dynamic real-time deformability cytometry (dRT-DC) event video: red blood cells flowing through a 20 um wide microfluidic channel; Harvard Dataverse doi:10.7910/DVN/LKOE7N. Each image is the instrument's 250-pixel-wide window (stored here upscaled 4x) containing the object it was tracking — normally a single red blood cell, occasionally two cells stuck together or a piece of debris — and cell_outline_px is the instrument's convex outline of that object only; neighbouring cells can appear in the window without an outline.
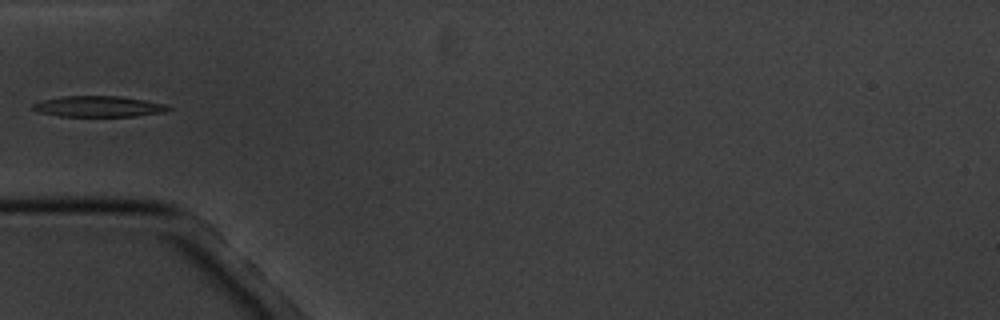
{"species": "common noctule bat (a hibernating species)", "species_latin": "Nyctalus noctula", "temperature_condition": "cold", "stored_images_in_passage": 8, "camera_frame_rate_fps": 3000, "um_per_image_px": 0.085, "animal": {"sex": "male", "body_mass_g": 20.1, "forearm_length_mm": 53.5}, "frame": {"image": 1, "passage_image": 6, "time_ms": 6.0, "image_size_px": [1000, 320], "cell_outline_px": [[172, 108], [164, 112], [136, 116], [60, 116], [40, 112], [28, 108], [32, 104], [44, 100], [64, 96], [120, 96], [168, 104]], "centroid_in_image_um": [8.39, 9.05], "position_along_channel_um": 76.6, "area_um2": 16.47}}
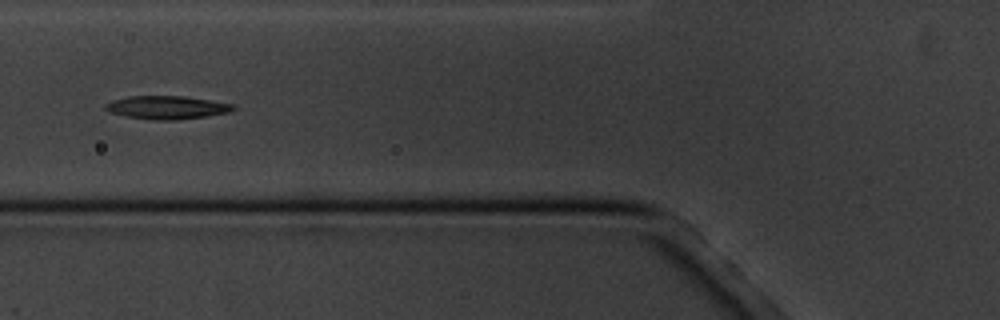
{"frame": {"image": 2, "passage_image": 7, "time_ms": 7.0, "image_size_px": [1000, 320], "cell_outline_px": [[236, 108], [232, 112], [176, 120], [152, 120], [124, 116], [108, 112], [104, 108], [104, 104], [112, 100], [128, 96], [180, 96], [208, 100], [232, 104]], "centroid_in_image_um": [14.12, 9.14], "position_along_channel_um": 111.7, "area_um2": 17.28}}
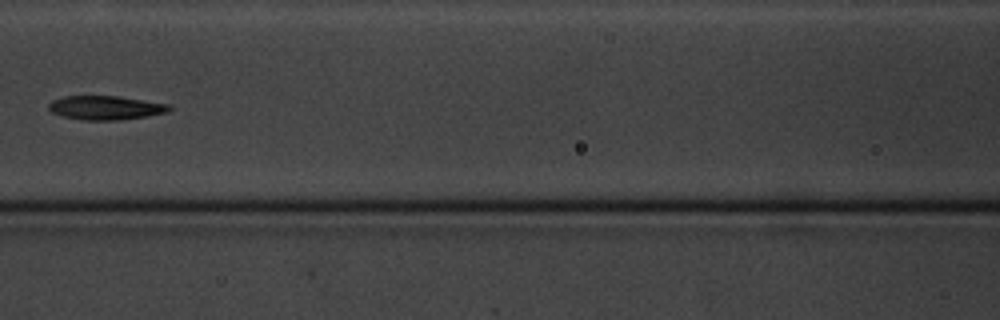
{"frame": {"image": 3, "passage_image": 8, "time_ms": 8.333, "image_size_px": [1000, 320], "cell_outline_px": [[172, 108], [168, 112], [148, 116], [120, 120], [84, 120], [64, 116], [52, 112], [48, 108], [48, 104], [52, 100], [64, 96], [120, 96], [168, 104]], "centroid_in_image_um": [8.99, 9.15], "position_along_channel_um": 157.6, "area_um2": 16.82}}